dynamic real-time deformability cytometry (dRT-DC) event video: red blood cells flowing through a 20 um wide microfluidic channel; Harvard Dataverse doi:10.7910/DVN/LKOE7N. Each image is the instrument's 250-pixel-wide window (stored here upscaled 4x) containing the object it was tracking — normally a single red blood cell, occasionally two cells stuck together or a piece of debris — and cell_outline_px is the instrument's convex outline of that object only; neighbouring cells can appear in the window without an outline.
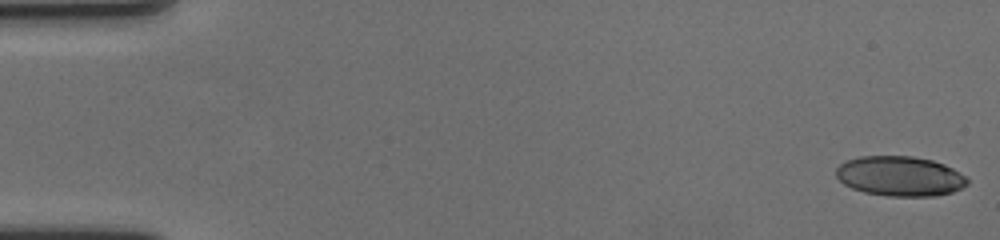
{"species": "human", "species_latin": "Homo sapiens", "temperature_condition": "cold", "stored_images_in_passage": 58, "camera_frame_rate_fps": 3000, "um_per_image_px": 0.085, "donor": {"sex": "female"}, "frame": {"image": 1, "passage_image": 1, "time_ms": 0.0, "image_size_px": [1000, 240], "cell_outline_px": [[968, 184], [952, 192], [936, 196], [888, 196], [864, 192], [852, 188], [844, 184], [836, 176], [836, 168], [844, 160], [860, 156], [912, 156], [932, 160], [944, 164], [952, 168], [964, 176], [968, 180]], "centroid_in_image_um": [76.47, 14.97], "position_along_channel_um": 8.5, "area_um2": 30.52}}
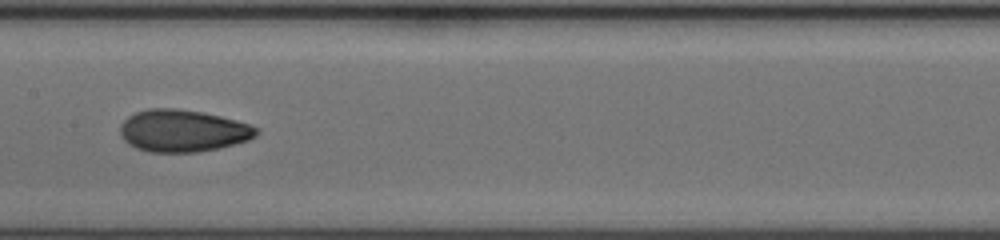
{"frame": {"image": 2, "passage_image": 30, "time_ms": 9.667, "image_size_px": [1000, 240], "cell_outline_px": [[260, 132], [256, 136], [248, 140], [220, 148], [200, 152], [148, 152], [136, 148], [128, 144], [120, 136], [120, 124], [128, 116], [136, 112], [148, 108], [176, 108], [200, 112], [220, 116], [236, 120], [260, 128]], "centroid_in_image_um": [15.53, 11.12], "position_along_channel_um": 191.9, "area_um2": 33.7}}
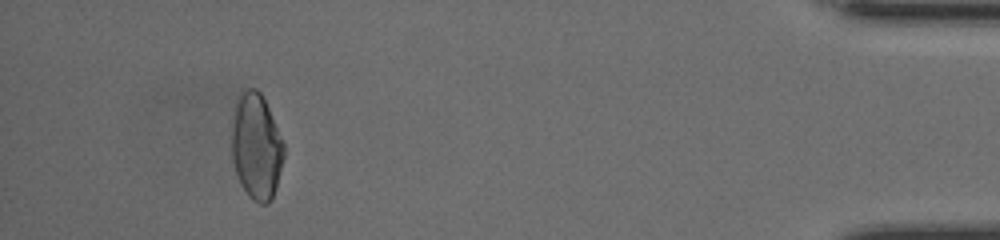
{"frame": {"image": 3, "passage_image": 54, "time_ms": 17.667, "image_size_px": [1000, 240], "cell_outline_px": [[284, 156], [276, 188], [272, 200], [268, 204], [260, 204], [252, 200], [248, 196], [240, 184], [232, 160], [232, 124], [236, 104], [240, 96], [248, 88], [256, 88], [260, 92], [268, 108], [284, 144]], "centroid_in_image_um": [21.79, 12.52], "position_along_channel_um": 413.4, "area_um2": 31.96}, "authors_computed_cell_mechanics": {"area_um2": 32.2524, "velocity_mm_per_s": 3.57, "shape_relaxation_time_tau1_ms": null, "shape_relaxation_time_tau2_ms": 1.6811, "deformation_change_tau1": null, "deformation_change_tau2": 0.0656}}